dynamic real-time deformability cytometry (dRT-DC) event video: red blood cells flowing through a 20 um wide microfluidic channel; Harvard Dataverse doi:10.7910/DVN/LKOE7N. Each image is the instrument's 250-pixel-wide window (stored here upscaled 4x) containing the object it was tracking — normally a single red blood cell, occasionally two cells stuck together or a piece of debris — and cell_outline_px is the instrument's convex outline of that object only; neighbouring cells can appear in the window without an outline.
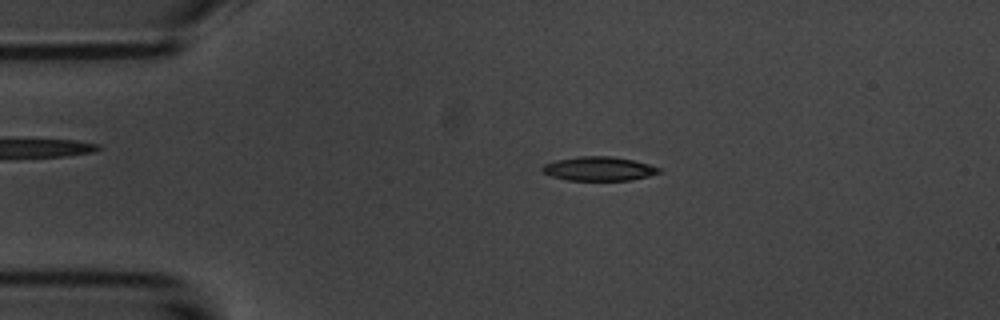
{"species": "common noctule bat (a hibernating species)", "species_latin": "Nyctalus noctula", "temperature_condition": "room temperature", "stored_images_in_passage": 4, "camera_frame_rate_fps": 3000, "um_per_image_px": 0.085, "animal": {"sex": "male", "body_mass_g": 20.1, "forearm_length_mm": 53.5}, "frame": {"image": 1, "passage_image": 3, "time_ms": 2.333, "image_size_px": [1000, 320], "cell_outline_px": [[664, 168], [660, 172], [648, 176], [632, 180], [568, 180], [552, 176], [544, 172], [540, 168], [544, 164], [556, 160], [580, 156], [608, 156], [632, 160]], "centroid_in_image_um": [50.92, 14.34], "position_along_channel_um": 34.1, "area_um2": 16.24}}